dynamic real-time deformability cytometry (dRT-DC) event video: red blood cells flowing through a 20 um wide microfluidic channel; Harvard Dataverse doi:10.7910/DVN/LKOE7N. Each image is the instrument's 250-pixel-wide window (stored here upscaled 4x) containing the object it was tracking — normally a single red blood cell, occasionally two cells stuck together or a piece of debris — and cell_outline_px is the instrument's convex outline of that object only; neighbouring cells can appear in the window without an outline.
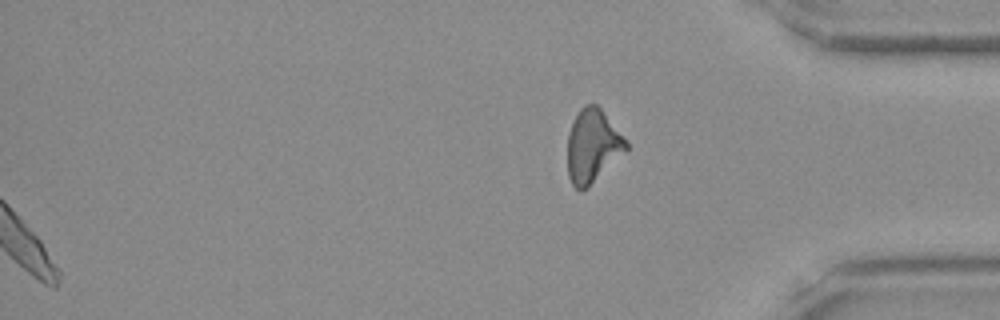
{"species": "Egyptian fruit bat (a non-hibernating species)", "species_latin": "Rousettus aegyptiacus", "temperature_condition": "room temperature", "stored_images_in_passage": 45, "segment_of_instrument_passage": [2, 2], "camera_frame_rate_fps": 3000, "um_per_image_px": 0.085, "frame": {"image": 1, "passage_image": 45, "time_ms": 14.667, "image_size_px": [1000, 320], "cell_outline_px": [[628, 148], [588, 188], [580, 192], [572, 184], [568, 176], [568, 136], [572, 124], [580, 108], [584, 104], [596, 104], [600, 108], [628, 140]], "centroid_in_image_um": [50.38, 12.42], "position_along_channel_um": 384.8, "area_um2": 24.91}}